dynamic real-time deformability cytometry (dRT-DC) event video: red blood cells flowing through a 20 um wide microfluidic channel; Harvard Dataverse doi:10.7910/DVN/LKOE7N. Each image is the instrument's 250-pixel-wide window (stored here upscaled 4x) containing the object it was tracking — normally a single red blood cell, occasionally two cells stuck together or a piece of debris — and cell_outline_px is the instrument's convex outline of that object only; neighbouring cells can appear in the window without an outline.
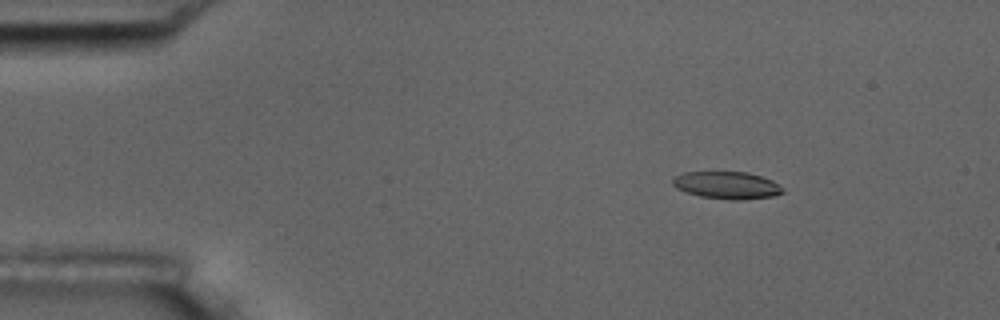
{"species": "common noctule bat (a hibernating species)", "species_latin": "Nyctalus noctula", "temperature_condition": "room temperature", "stored_images_in_passage": 10, "camera_frame_rate_fps": 3000, "um_per_image_px": 0.085, "animal": {"sex": "male", "body_mass_g": 17.5, "forearm_length_mm": 52.3}, "frame": {"image": 1, "passage_image": 2, "time_ms": 1.0, "image_size_px": [1000, 320], "cell_outline_px": [[784, 192], [776, 196], [736, 200], [732, 200], [700, 196], [676, 188], [672, 184], [672, 180], [676, 176], [684, 172], [748, 172], [772, 180]], "centroid_in_image_um": [61.77, 15.74], "position_along_channel_um": 23.2, "area_um2": 17.28}}
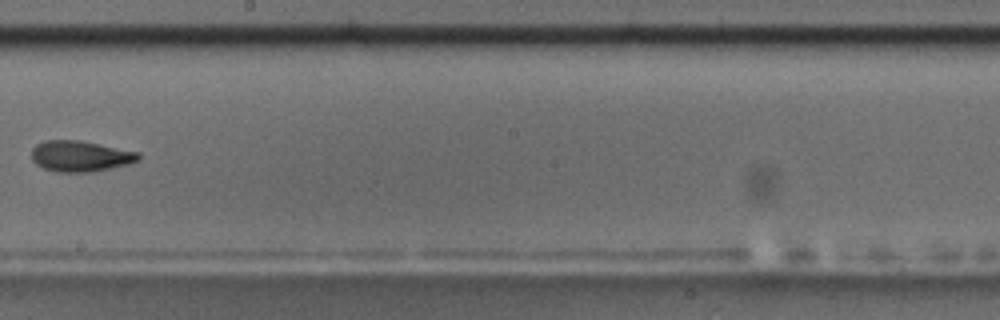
{"frame": {"image": 2, "passage_image": 9, "time_ms": 9.0, "image_size_px": [1000, 320], "cell_outline_px": [[140, 160], [128, 164], [96, 172], [56, 172], [44, 168], [36, 164], [32, 160], [32, 148], [36, 144], [44, 140], [80, 140], [140, 152]], "centroid_in_image_um": [6.84, 13.27], "position_along_channel_um": 241.4, "area_um2": 19.48}}